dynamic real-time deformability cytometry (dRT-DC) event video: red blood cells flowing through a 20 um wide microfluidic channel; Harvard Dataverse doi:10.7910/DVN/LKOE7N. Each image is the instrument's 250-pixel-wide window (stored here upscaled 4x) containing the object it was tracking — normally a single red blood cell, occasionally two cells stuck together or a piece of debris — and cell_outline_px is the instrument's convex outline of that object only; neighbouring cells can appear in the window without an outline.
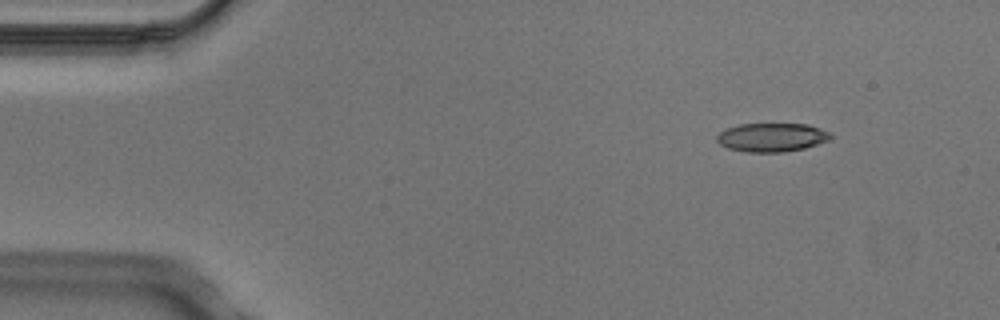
{"species": "Egyptian fruit bat (a non-hibernating species)", "species_latin": "Rousettus aegyptiacus", "temperature_condition": "cold", "stored_images_in_passage": 6, "camera_frame_rate_fps": 3000, "um_per_image_px": 0.085, "animal": {"sex": "male"}, "frame": {"image": 1, "passage_image": 2, "time_ms": 0.333, "image_size_px": [1000, 320], "cell_outline_px": [[832, 136], [828, 140], [804, 148], [784, 152], [748, 152], [728, 148], [720, 144], [716, 140], [716, 136], [720, 132], [728, 128], [740, 124], [808, 124], [820, 128], [828, 132]], "centroid_in_image_um": [65.59, 11.67], "position_along_channel_um": 19.4, "area_um2": 18.84}}
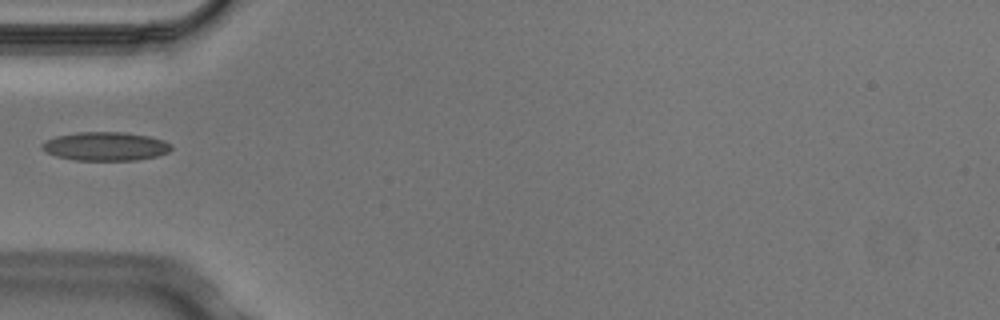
{"frame": {"image": 2, "passage_image": 5, "time_ms": 1.333, "image_size_px": [1000, 320], "cell_outline_px": [[172, 148], [168, 152], [156, 156], [136, 160], [76, 160], [56, 156], [40, 148], [40, 144], [44, 140], [56, 136], [76, 132], [124, 132], [148, 136], [164, 140], [172, 144]], "centroid_in_image_um": [8.95, 12.43], "position_along_channel_um": 76.1, "area_um2": 21.68}}
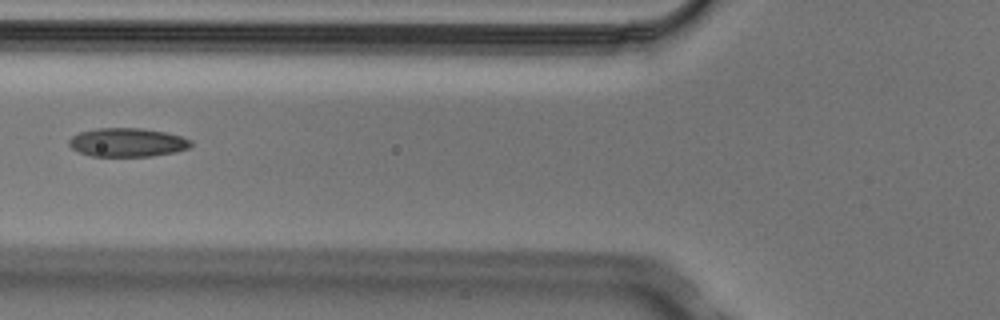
{"frame": {"image": 3, "passage_image": 6, "time_ms": 1.667, "image_size_px": [1000, 320], "cell_outline_px": [[192, 144], [188, 148], [176, 152], [148, 156], [92, 156], [80, 152], [72, 148], [68, 144], [68, 140], [72, 136], [80, 132], [96, 128], [140, 128], [164, 132], [180, 136], [192, 140]], "centroid_in_image_um": [10.81, 12.1], "position_along_channel_um": 115.0, "area_um2": 20.29}}